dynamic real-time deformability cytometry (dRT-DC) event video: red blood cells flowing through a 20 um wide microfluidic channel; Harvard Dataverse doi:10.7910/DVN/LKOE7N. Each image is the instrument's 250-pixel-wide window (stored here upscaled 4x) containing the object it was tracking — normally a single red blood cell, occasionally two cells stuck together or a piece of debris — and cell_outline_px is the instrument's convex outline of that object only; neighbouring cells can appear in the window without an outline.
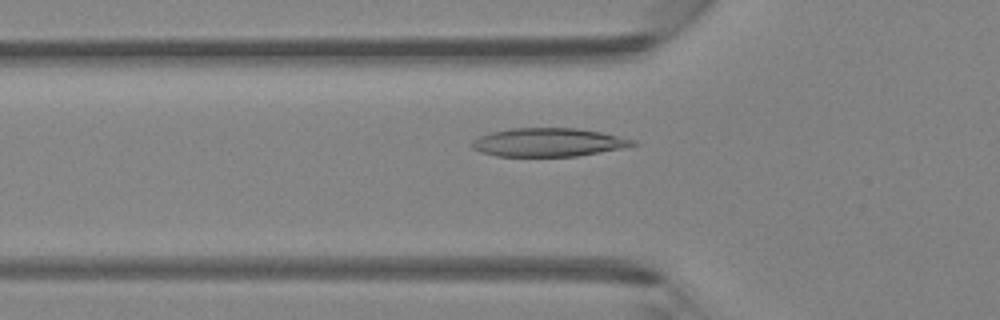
{"species": "Egyptian fruit bat (a non-hibernating species)", "species_latin": "Rousettus aegyptiacus", "temperature_condition": "room temperature", "stored_images_in_passage": 37, "camera_frame_rate_fps": 3000, "um_per_image_px": 0.085, "animal": {"sex": "female"}, "frame": {"image": 1, "passage_image": 12, "time_ms": 3.667, "image_size_px": [1000, 320], "cell_outline_px": [[640, 144], [628, 148], [576, 156], [496, 156], [480, 152], [472, 148], [472, 140], [480, 136], [492, 132], [512, 128], [576, 128], [600, 132], [636, 140]], "centroid_in_image_um": [46.67, 12.1], "position_along_channel_um": 79.1, "area_um2": 26.82}}
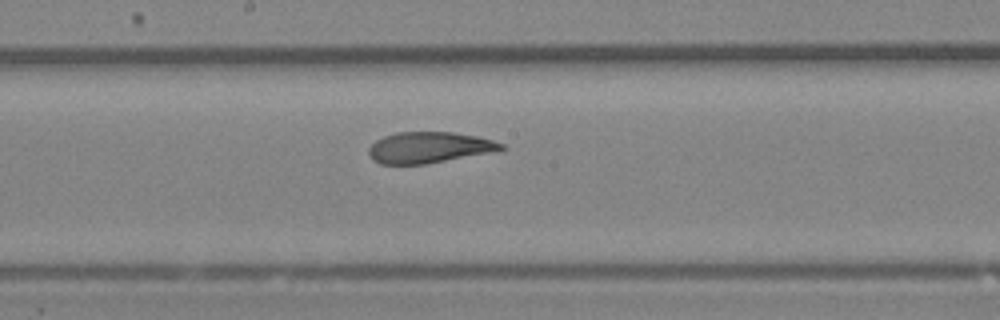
{"frame": {"image": 2, "passage_image": 21, "time_ms": 6.667, "image_size_px": [1000, 320], "cell_outline_px": [[508, 148], [492, 152], [424, 164], [380, 164], [372, 160], [368, 152], [368, 148], [376, 140], [384, 136], [396, 132], [452, 132], [476, 136], [492, 140], [504, 144]], "centroid_in_image_um": [36.46, 12.53], "position_along_channel_um": 211.7, "area_um2": 23.93}}
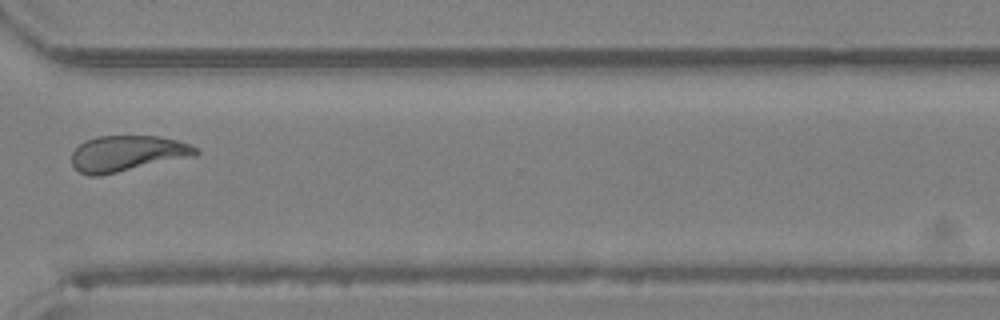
{"frame": {"image": 3, "passage_image": 31, "time_ms": 10.0, "image_size_px": [1000, 320], "cell_outline_px": [[200, 152], [196, 156], [100, 176], [88, 176], [80, 172], [72, 164], [72, 152], [84, 140], [96, 136], [160, 136], [176, 140], [200, 148]], "centroid_in_image_um": [10.84, 13.05], "position_along_channel_um": 359.8, "area_um2": 26.18}}